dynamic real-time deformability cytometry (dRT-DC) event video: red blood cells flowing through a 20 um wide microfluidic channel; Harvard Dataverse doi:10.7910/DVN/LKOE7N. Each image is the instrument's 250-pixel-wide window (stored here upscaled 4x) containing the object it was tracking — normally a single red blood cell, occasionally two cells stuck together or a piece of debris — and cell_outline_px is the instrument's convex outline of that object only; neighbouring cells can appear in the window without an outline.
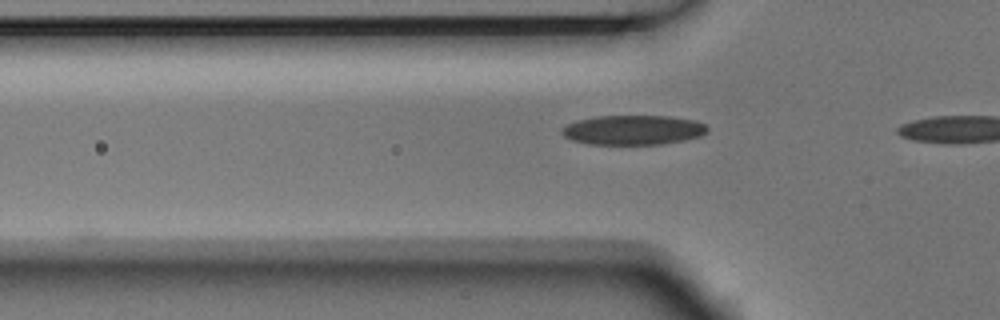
{"species": "Egyptian fruit bat (a non-hibernating species)", "species_latin": "Rousettus aegyptiacus", "temperature_condition": "room temperature", "stored_images_in_passage": 4, "camera_frame_rate_fps": 3000, "um_per_image_px": 0.085, "animal": {"sex": "male"}, "frame": {"image": 1, "passage_image": 4, "time_ms": 1.0, "image_size_px": [1000, 320], "cell_outline_px": [[708, 132], [700, 136], [684, 140], [660, 144], [588, 144], [572, 140], [564, 136], [560, 132], [568, 124], [580, 120], [596, 116], [668, 116], [696, 120], [704, 124], [708, 128]], "centroid_in_image_um": [53.85, 11.05], "position_along_channel_um": 72.0, "area_um2": 24.97}}